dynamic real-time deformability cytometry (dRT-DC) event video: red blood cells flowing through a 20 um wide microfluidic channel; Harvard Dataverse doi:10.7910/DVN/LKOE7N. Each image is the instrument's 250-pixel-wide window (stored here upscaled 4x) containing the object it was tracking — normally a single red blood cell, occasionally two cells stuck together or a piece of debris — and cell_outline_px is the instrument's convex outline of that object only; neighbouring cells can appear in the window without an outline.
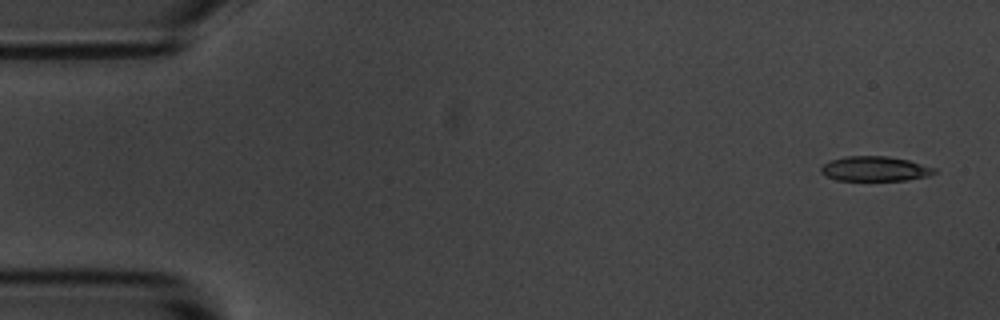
{"species": "common noctule bat (a hibernating species)", "species_latin": "Nyctalus noctula", "temperature_condition": "room temperature", "stored_images_in_passage": 7, "camera_frame_rate_fps": 3000, "um_per_image_px": 0.085, "animal": {"sex": "male", "body_mass_g": 20.1, "forearm_length_mm": 53.5}, "frame": {"image": 1, "passage_image": 1, "time_ms": 0.0, "image_size_px": [1000, 320], "cell_outline_px": [[936, 172], [928, 176], [904, 180], [836, 180], [820, 172], [820, 168], [828, 160], [844, 156], [888, 156], [908, 160], [936, 168]], "centroid_in_image_um": [74.34, 14.33], "position_along_channel_um": 10.7, "area_um2": 16.36}}
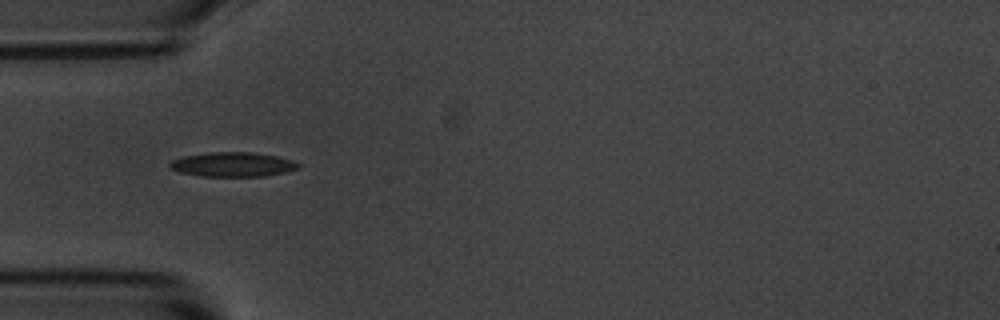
{"frame": {"image": 2, "passage_image": 5, "time_ms": 4.667, "image_size_px": [1000, 320], "cell_outline_px": [[300, 168], [284, 172], [264, 176], [200, 176], [176, 172], [168, 168], [168, 164], [172, 160], [184, 156], [208, 152], [252, 152], [276, 156], [292, 160], [300, 164]], "centroid_in_image_um": [19.73, 13.98], "position_along_channel_um": 65.3, "area_um2": 18.44}}
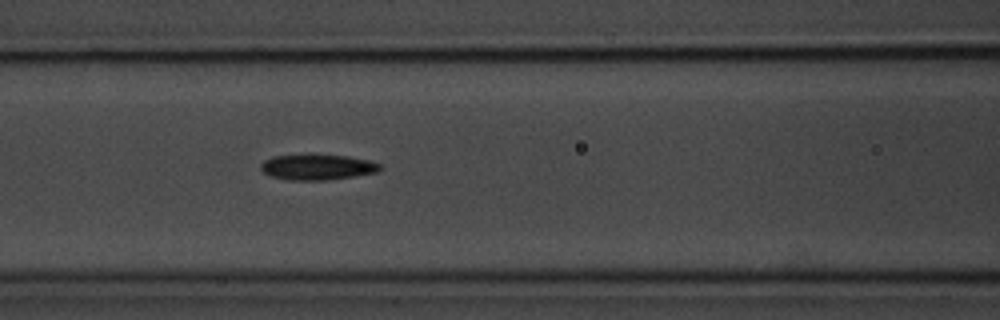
{"frame": {"image": 3, "passage_image": 7, "time_ms": 6.667, "image_size_px": [1000, 320], "cell_outline_px": [[380, 168], [376, 172], [328, 180], [288, 180], [272, 176], [264, 172], [260, 168], [260, 164], [264, 160], [272, 156], [308, 152], [348, 156], [368, 160], [380, 164]], "centroid_in_image_um": [26.91, 14.16], "position_along_channel_um": 139.7, "area_um2": 18.26}}